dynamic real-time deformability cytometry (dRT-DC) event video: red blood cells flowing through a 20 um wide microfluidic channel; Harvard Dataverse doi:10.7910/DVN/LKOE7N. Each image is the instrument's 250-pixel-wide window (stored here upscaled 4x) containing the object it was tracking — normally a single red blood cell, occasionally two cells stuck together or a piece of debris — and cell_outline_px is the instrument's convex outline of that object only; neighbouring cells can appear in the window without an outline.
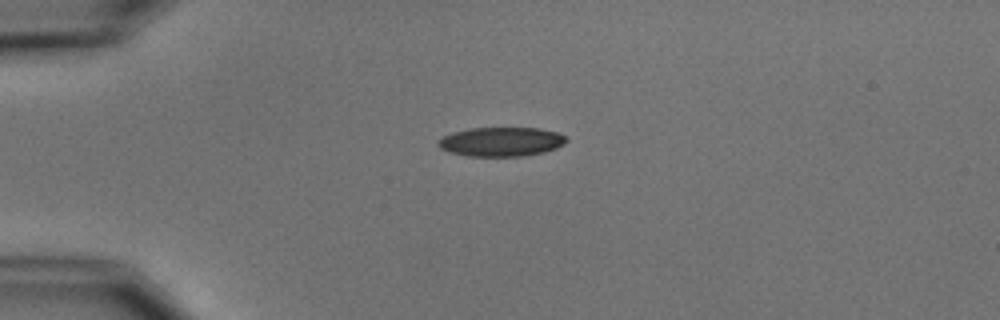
{"species": "common noctule bat (a hibernating species)", "species_latin": "Nyctalus noctula", "temperature_condition": "cold", "stored_images_in_passage": 2, "camera_frame_rate_fps": 3000, "um_per_image_px": 0.085, "animal": {"sex": "male", "body_mass_g": 15.6}, "frame": {"image": 1, "passage_image": 2, "time_ms": 1.0, "image_size_px": [1000, 320], "cell_outline_px": [[568, 140], [564, 144], [556, 148], [544, 152], [524, 156], [468, 156], [452, 152], [440, 148], [436, 144], [436, 140], [452, 132], [468, 128], [540, 128], [560, 132], [568, 136]], "centroid_in_image_um": [42.64, 12.03], "position_along_channel_um": 42.4, "area_um2": 22.08}}